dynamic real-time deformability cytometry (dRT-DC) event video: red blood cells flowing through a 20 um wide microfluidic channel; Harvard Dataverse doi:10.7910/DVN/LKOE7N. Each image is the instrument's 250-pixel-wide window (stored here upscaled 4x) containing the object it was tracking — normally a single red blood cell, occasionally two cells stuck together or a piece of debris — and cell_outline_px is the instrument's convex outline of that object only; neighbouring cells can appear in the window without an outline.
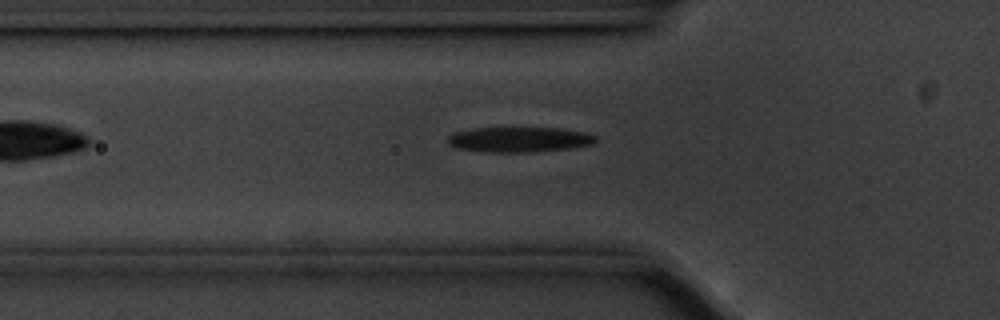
{"species": "common noctule bat (a hibernating species)", "species_latin": "Nyctalus noctula", "temperature_condition": "cold", "stored_images_in_passage": 36, "camera_frame_rate_fps": 3000, "um_per_image_px": 0.085, "animal": {"sex": "male", "body_mass_g": 20.1, "forearm_length_mm": 53.5}, "frame": {"image": 1, "passage_image": 3, "time_ms": 0.667, "image_size_px": [1000, 320], "cell_outline_px": [[596, 140], [592, 144], [568, 148], [536, 152], [488, 152], [456, 148], [448, 144], [448, 136], [452, 132], [472, 128], [560, 128], [588, 132], [596, 136]], "centroid_in_image_um": [44.12, 11.85], "position_along_channel_um": 81.7, "area_um2": 21.85}}
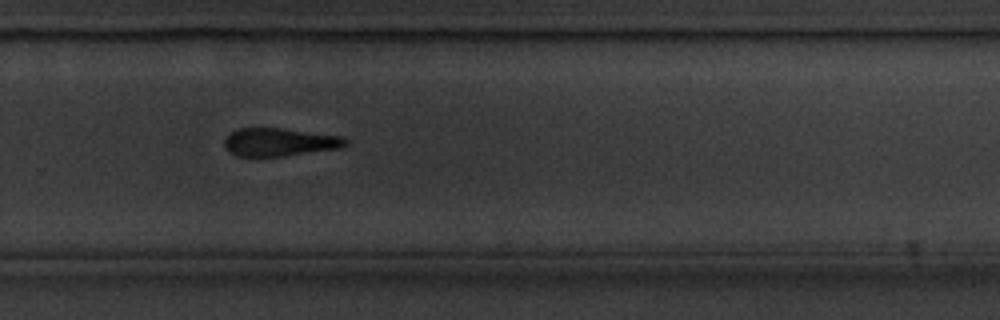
{"frame": {"image": 2, "passage_image": 22, "time_ms": 7.0, "image_size_px": [1000, 320], "cell_outline_px": [[348, 144], [340, 148], [284, 156], [236, 156], [228, 152], [224, 148], [224, 140], [236, 128], [280, 128], [344, 136], [348, 140]], "centroid_in_image_um": [23.76, 12.08], "position_along_channel_um": 306.0, "area_um2": 19.94}}
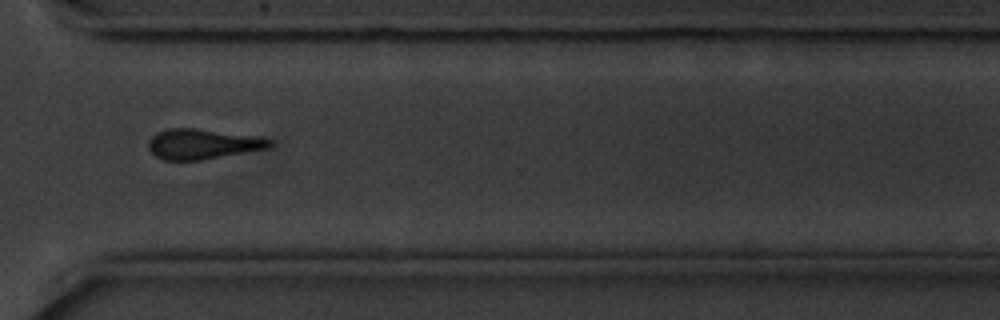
{"frame": {"image": 3, "passage_image": 26, "time_ms": 8.333, "image_size_px": [1000, 320], "cell_outline_px": [[272, 144], [268, 148], [200, 160], [164, 160], [156, 156], [148, 148], [148, 140], [156, 132], [168, 128], [192, 128], [260, 136], [272, 140]], "centroid_in_image_um": [17.2, 12.23], "position_along_channel_um": 353.4, "area_um2": 21.27}}